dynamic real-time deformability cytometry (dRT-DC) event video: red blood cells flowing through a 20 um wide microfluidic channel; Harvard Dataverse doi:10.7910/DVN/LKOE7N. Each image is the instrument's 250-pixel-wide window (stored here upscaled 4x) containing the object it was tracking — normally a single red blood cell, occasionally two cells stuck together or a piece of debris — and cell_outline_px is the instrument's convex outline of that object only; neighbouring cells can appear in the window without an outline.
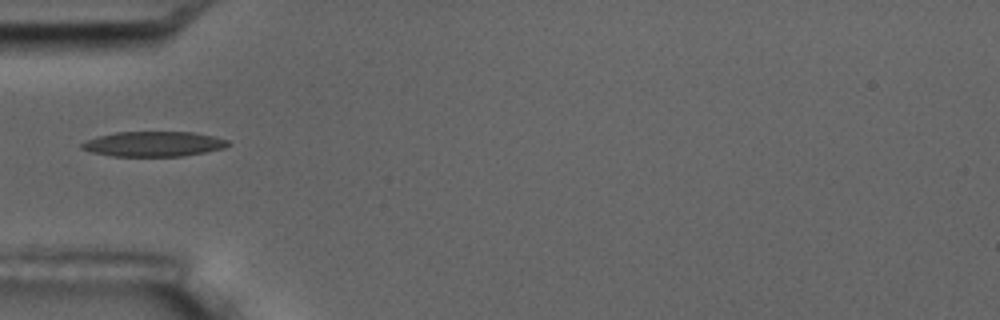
{"species": "common noctule bat (a hibernating species)", "species_latin": "Nyctalus noctula", "temperature_condition": "room temperature", "stored_images_in_passage": 16, "camera_frame_rate_fps": 3000, "um_per_image_px": 0.085, "animal": {"sex": "male", "body_mass_g": 17.5, "forearm_length_mm": 52.3}, "frame": {"image": 1, "passage_image": 5, "time_ms": 4.667, "image_size_px": [1000, 320], "cell_outline_px": [[232, 144], [224, 148], [184, 156], [112, 156], [92, 152], [80, 148], [80, 144], [96, 136], [116, 132], [192, 132], [212, 136], [228, 140]], "centroid_in_image_um": [13.05, 12.24], "position_along_channel_um": 72.0, "area_um2": 21.33}}
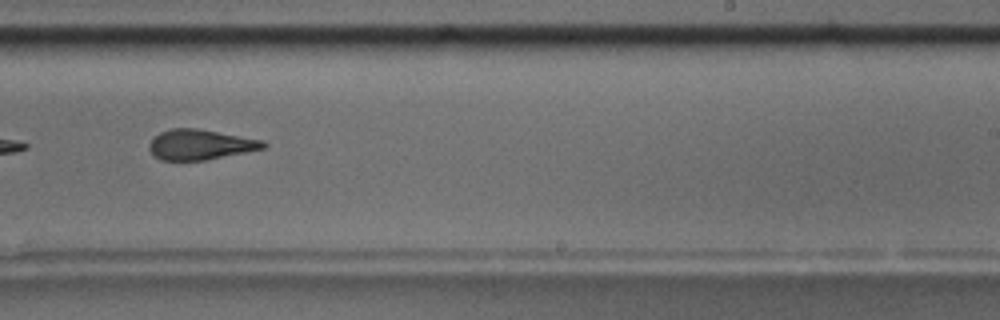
{"frame": {"image": 2, "passage_image": 10, "time_ms": 10.333, "image_size_px": [1000, 320], "cell_outline_px": [[268, 144], [264, 148], [204, 160], [160, 160], [148, 148], [148, 144], [160, 132], [172, 128], [196, 128], [264, 140]], "centroid_in_image_um": [17.02, 12.28], "position_along_channel_um": 272.0, "area_um2": 19.83}, "authors_computed_cell_mechanics": {"area_um2": 21.2415, "velocity_mm_per_s": 3.539, "shape_relaxation_time_tau1_ms": 6.4171, "shape_relaxation_time_tau2_ms": 2.9563, "deformation_change_tau1": 0.2133, "deformation_change_tau2": 0.1383}}